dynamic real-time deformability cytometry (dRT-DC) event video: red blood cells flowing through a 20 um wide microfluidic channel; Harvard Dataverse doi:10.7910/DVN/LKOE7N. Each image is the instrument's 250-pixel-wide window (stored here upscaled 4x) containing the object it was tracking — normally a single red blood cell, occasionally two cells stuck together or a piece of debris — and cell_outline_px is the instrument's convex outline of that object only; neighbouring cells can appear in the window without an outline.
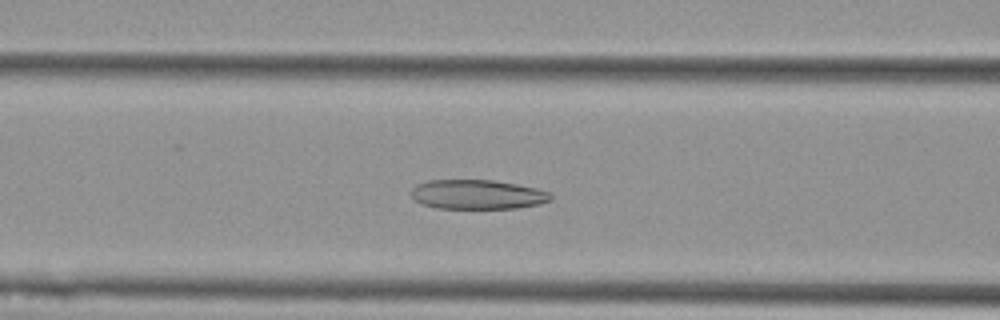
{"species": "Egyptian fruit bat (a non-hibernating species)", "species_latin": "Rousettus aegyptiacus", "temperature_condition": "cold", "stored_images_in_passage": 54, "camera_frame_rate_fps": 3000, "um_per_image_px": 0.085, "animal": {"sex": "female"}, "frame": {"image": 1, "passage_image": 21, "time_ms": 6.667, "image_size_px": [1000, 320], "cell_outline_px": [[552, 200], [540, 204], [516, 208], [436, 208], [420, 204], [412, 196], [412, 188], [416, 184], [428, 180], [492, 180], [516, 184], [536, 188], [552, 192]], "centroid_in_image_um": [40.6, 16.53], "position_along_channel_um": 126.0, "area_um2": 24.04}}
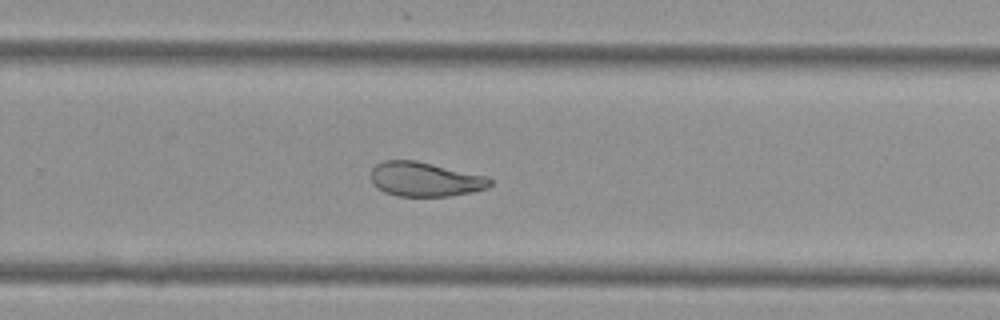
{"frame": {"image": 2, "passage_image": 35, "time_ms": 11.333, "image_size_px": [1000, 320], "cell_outline_px": [[492, 184], [488, 188], [472, 192], [448, 196], [396, 196], [384, 192], [376, 188], [372, 184], [372, 168], [376, 164], [384, 160], [416, 160], [488, 176], [492, 180]], "centroid_in_image_um": [36.13, 15.24], "position_along_channel_um": 293.7, "area_um2": 24.1}}
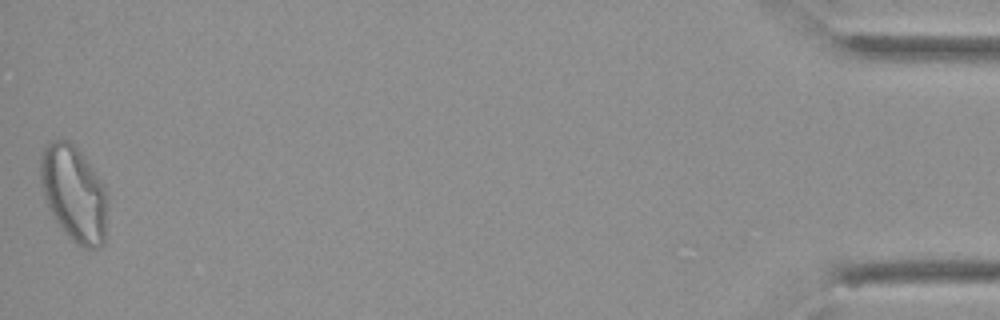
{"frame": {"image": 3, "passage_image": 54, "time_ms": 17.667, "image_size_px": [1000, 320], "cell_outline_px": [[108, 196], [104, 244], [100, 248], [80, 248], [60, 228], [52, 216], [44, 200], [40, 180], [40, 156], [48, 140], [68, 140], [84, 156], [104, 184]], "centroid_in_image_um": [6.28, 16.47], "position_along_channel_um": 428.9, "area_um2": 38.09}, "authors_computed_cell_mechanics": {"area_um2": 29.0734, "velocity_mm_per_s": 3.6023, "shape_relaxation_time_tau1_ms": null, "shape_relaxation_time_tau2_ms": 2.3665, "deformation_change_tau1": null, "deformation_change_tau2": 0.0892}}